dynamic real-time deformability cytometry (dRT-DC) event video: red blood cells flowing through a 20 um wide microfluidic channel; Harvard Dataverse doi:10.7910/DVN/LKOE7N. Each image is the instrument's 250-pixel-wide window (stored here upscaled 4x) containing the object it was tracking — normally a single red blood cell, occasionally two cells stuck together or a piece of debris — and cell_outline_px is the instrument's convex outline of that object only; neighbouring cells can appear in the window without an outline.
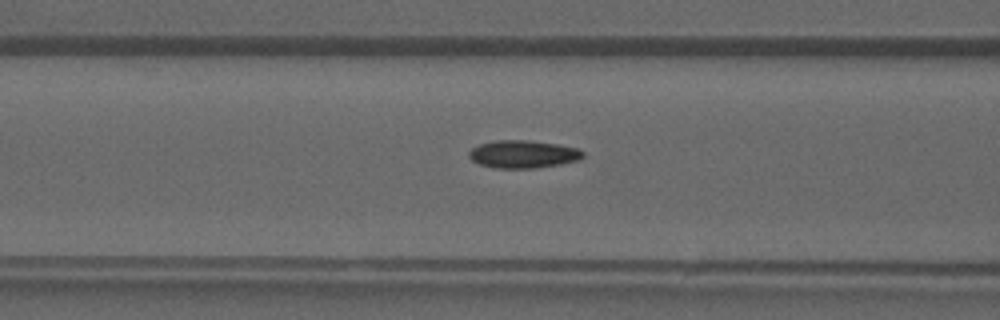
{"species": "common noctule bat (a hibernating species)", "species_latin": "Nyctalus noctula", "temperature_condition": "warm", "stored_images_in_passage": 40, "camera_frame_rate_fps": 3000, "um_per_image_px": 0.085, "animal": {"sex": "male", "forearm_length_mm": 52.5}, "frame": {"image": 1, "passage_image": 16, "time_ms": 5.0, "image_size_px": [1000, 320], "cell_outline_px": [[584, 156], [580, 160], [560, 164], [536, 168], [496, 168], [480, 164], [472, 160], [468, 156], [468, 152], [472, 148], [480, 144], [496, 140], [528, 140], [556, 144], [580, 148], [584, 152]], "centroid_in_image_um": [44.49, 13.1], "position_along_channel_um": 122.1, "area_um2": 18.5}}
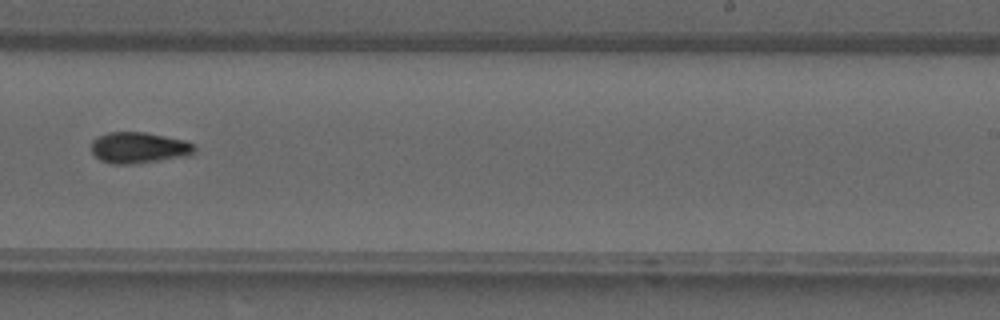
{"frame": {"image": 2, "passage_image": 25, "time_ms": 8.0, "image_size_px": [1000, 320], "cell_outline_px": [[196, 152], [192, 156], [132, 164], [112, 164], [100, 160], [92, 152], [92, 140], [96, 136], [108, 132], [144, 132], [184, 140], [196, 144]], "centroid_in_image_um": [11.85, 12.56], "position_along_channel_um": 277.2, "area_um2": 19.02}}
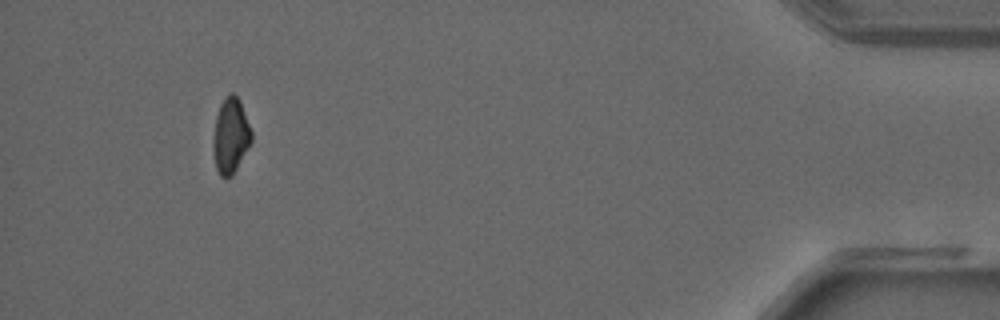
{"frame": {"image": 3, "passage_image": 37, "time_ms": 12.0, "image_size_px": [1000, 320], "cell_outline_px": [[252, 140], [232, 176], [228, 180], [220, 176], [216, 168], [212, 148], [212, 144], [216, 116], [220, 104], [228, 92], [232, 92], [240, 100], [252, 132]], "centroid_in_image_um": [19.59, 11.54], "position_along_channel_um": 415.6, "area_um2": 16.94}}